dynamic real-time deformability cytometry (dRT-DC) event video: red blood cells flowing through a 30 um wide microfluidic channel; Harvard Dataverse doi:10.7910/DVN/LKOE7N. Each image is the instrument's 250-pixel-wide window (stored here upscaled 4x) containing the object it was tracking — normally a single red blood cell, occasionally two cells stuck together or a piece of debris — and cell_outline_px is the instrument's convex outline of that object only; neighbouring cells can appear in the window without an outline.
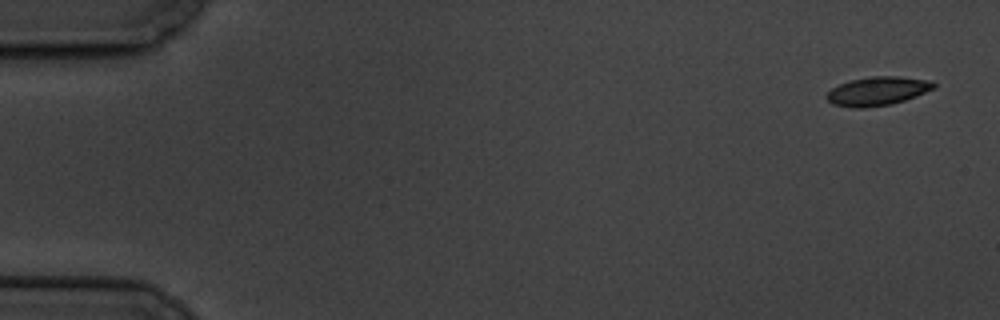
{"species": "common noctule bat (a hibernating species)", "species_latin": "Nyctalus noctula", "temperature_condition": "cold", "stored_images_in_passage": 7, "camera_frame_rate_fps": 3000, "um_per_image_px": 0.085, "animal": {"sex": "male", "body_mass_g": 19.5, "forearm_length_mm": 54.6}, "frame": {"image": 1, "passage_image": 1, "time_ms": 0.0, "image_size_px": [1000, 320], "cell_outline_px": [[936, 88], [916, 96], [892, 104], [864, 108], [856, 108], [832, 104], [824, 96], [832, 88], [840, 84], [852, 80], [872, 76], [900, 76], [932, 80], [936, 84]], "centroid_in_image_um": [74.62, 7.74], "position_along_channel_um": 10.4, "area_um2": 18.03}}
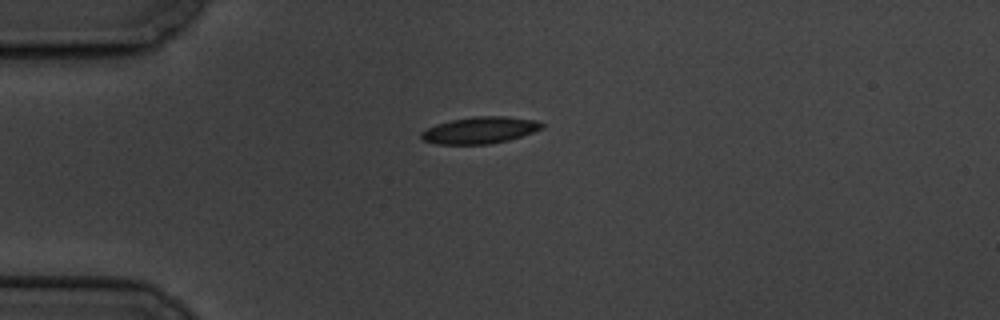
{"frame": {"image": 2, "passage_image": 5, "time_ms": 4.333, "image_size_px": [1000, 320], "cell_outline_px": [[544, 128], [508, 140], [492, 144], [436, 144], [424, 140], [420, 136], [420, 132], [436, 124], [452, 120], [472, 116], [508, 116], [536, 120], [544, 124]], "centroid_in_image_um": [40.8, 11.06], "position_along_channel_um": 44.2, "area_um2": 18.79}}
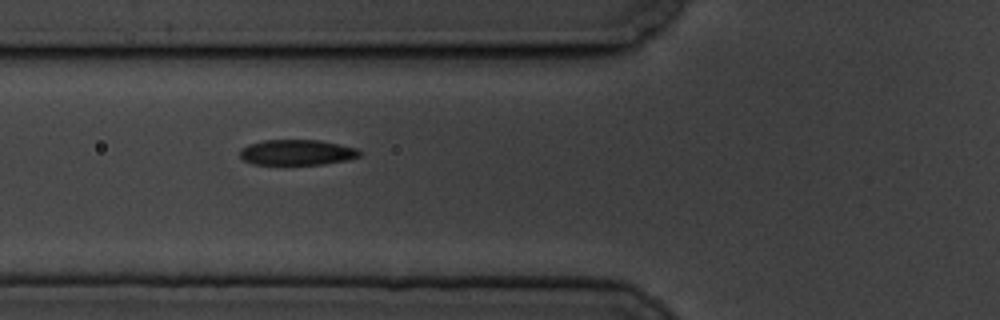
{"frame": {"image": 3, "passage_image": 7, "time_ms": 6.667, "image_size_px": [1000, 320], "cell_outline_px": [[360, 156], [348, 160], [324, 164], [252, 164], [244, 160], [240, 156], [240, 148], [248, 144], [264, 140], [320, 140], [356, 148], [360, 152]], "centroid_in_image_um": [25.22, 12.95], "position_along_channel_um": 100.6, "area_um2": 17.74}}